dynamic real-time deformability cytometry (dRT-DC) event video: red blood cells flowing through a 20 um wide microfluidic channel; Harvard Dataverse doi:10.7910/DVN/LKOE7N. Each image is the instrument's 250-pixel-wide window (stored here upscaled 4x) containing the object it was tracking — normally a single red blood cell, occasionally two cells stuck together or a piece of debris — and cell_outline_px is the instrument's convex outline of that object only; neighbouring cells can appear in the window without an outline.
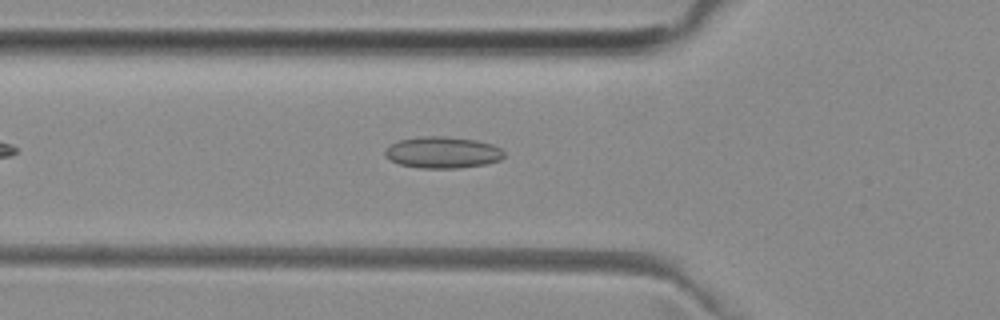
{"species": "common noctule bat (a hibernating species)", "species_latin": "Nyctalus noctula", "temperature_condition": "room temperature", "stored_images_in_passage": 42, "camera_frame_rate_fps": 3000, "um_per_image_px": 0.085, "animal": {"sex": "female", "body_mass_g": 29.2, "forearm_length_mm": 56.3}, "frame": {"image": 1, "passage_image": 8, "time_ms": 2.333, "image_size_px": [1000, 320], "cell_outline_px": [[504, 156], [500, 160], [488, 164], [460, 168], [420, 168], [400, 164], [392, 160], [384, 152], [392, 144], [400, 140], [424, 136], [444, 136], [476, 140], [492, 144], [500, 148], [504, 152]], "centroid_in_image_um": [37.69, 12.96], "position_along_channel_um": 88.1, "area_um2": 21.68}}
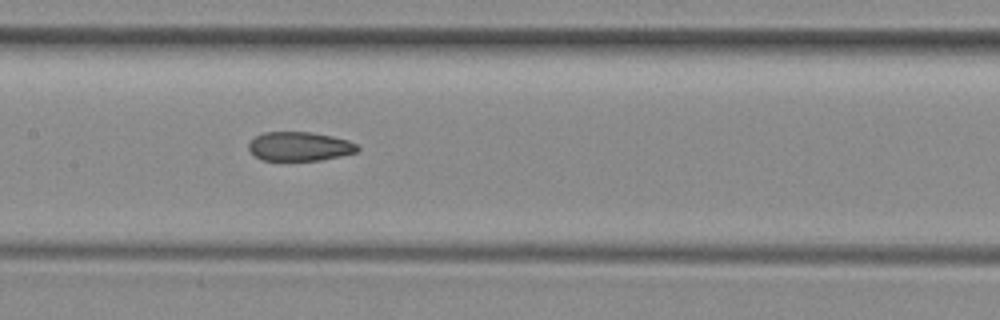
{"frame": {"image": 2, "passage_image": 15, "time_ms": 4.667, "image_size_px": [1000, 320], "cell_outline_px": [[360, 148], [356, 152], [340, 156], [320, 160], [260, 160], [248, 148], [248, 144], [256, 136], [264, 132], [312, 132], [332, 136], [348, 140], [356, 144]], "centroid_in_image_um": [25.47, 12.44], "position_along_channel_um": 181.9, "area_um2": 18.32}}
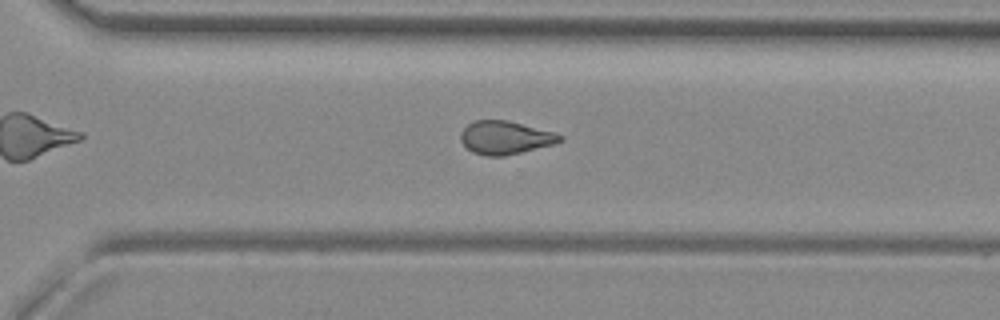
{"frame": {"image": 3, "passage_image": 26, "time_ms": 8.333, "image_size_px": [1000, 320], "cell_outline_px": [[564, 140], [556, 144], [504, 156], [484, 156], [472, 152], [460, 140], [460, 132], [468, 124], [476, 120], [508, 120], [556, 132], [564, 136]], "centroid_in_image_um": [42.99, 11.7], "position_along_channel_um": 327.6, "area_um2": 19.48}, "authors_computed_cell_mechanics": {"area_um2": 19.5364, "velocity_mm_per_s": 3.9836, "shape_relaxation_time_tau1_ms": null, "shape_relaxation_time_tau2_ms": 2.5213, "deformation_change_tau1": null, "deformation_change_tau2": 0.0952}}